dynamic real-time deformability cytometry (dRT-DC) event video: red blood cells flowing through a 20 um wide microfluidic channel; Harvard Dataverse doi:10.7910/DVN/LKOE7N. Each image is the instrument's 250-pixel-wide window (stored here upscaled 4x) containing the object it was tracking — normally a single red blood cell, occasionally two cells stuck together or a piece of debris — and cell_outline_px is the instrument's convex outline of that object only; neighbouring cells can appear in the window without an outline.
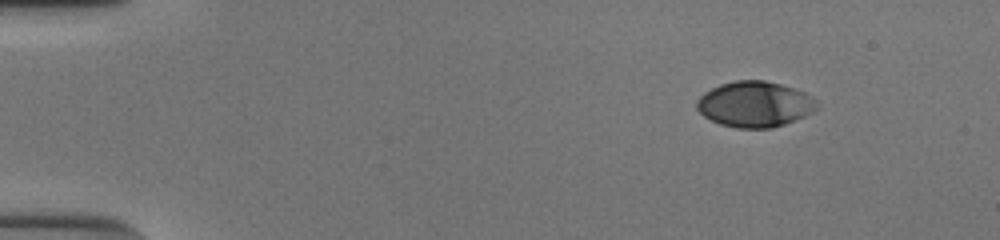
{"species": "human", "species_latin": "Homo sapiens", "temperature_condition": "cold", "stored_images_in_passage": 47, "camera_frame_rate_fps": 3000, "um_per_image_px": 0.085, "donor": {"sex": "male"}, "frame": {"image": 1, "passage_image": 1, "time_ms": 0.0, "image_size_px": [1000, 240], "cell_outline_px": [[820, 104], [812, 112], [804, 116], [784, 124], [772, 128], [736, 128], [720, 124], [704, 116], [696, 108], [696, 100], [704, 92], [720, 84], [736, 80], [764, 80], [780, 84], [804, 92], [812, 96]], "centroid_in_image_um": [64.15, 8.86], "position_along_channel_um": 20.9, "area_um2": 31.96}}
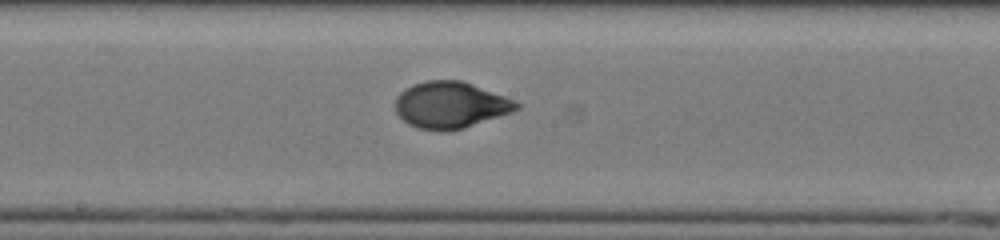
{"frame": {"image": 2, "passage_image": 24, "time_ms": 7.667, "image_size_px": [1000, 240], "cell_outline_px": [[520, 108], [512, 112], [464, 128], [444, 132], [440, 132], [416, 128], [408, 124], [396, 112], [396, 96], [404, 88], [412, 84], [428, 80], [464, 80], [516, 100], [520, 104]], "centroid_in_image_um": [38.3, 8.92], "position_along_channel_um": 209.9, "area_um2": 33.29}}
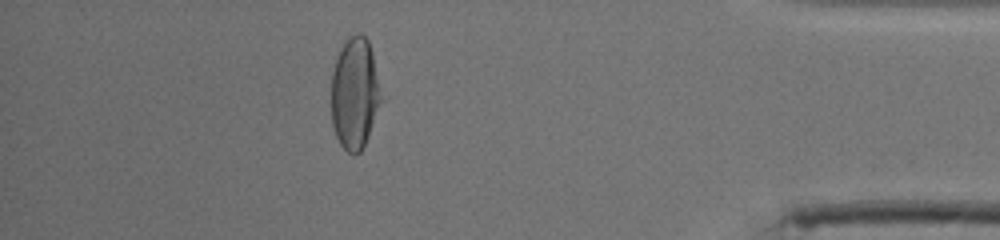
{"frame": {"image": 3, "passage_image": 42, "time_ms": 13.667, "image_size_px": [1000, 240], "cell_outline_px": [[384, 100], [364, 144], [360, 152], [356, 156], [352, 156], [340, 144], [336, 136], [332, 124], [332, 72], [340, 48], [348, 36], [356, 32], [360, 32], [368, 40], [372, 52]], "centroid_in_image_um": [30.18, 7.93], "position_along_channel_um": 405.0, "area_um2": 32.89}, "authors_computed_cell_mechanics": {"area_um2": 32.4836, "velocity_mm_per_s": 3.8889, "shape_relaxation_time_tau1_ms": 3.3838, "shape_relaxation_time_tau2_ms": 0.6619, "deformation_change_tau1": 0.1789, "deformation_change_tau2": 0.0363}}